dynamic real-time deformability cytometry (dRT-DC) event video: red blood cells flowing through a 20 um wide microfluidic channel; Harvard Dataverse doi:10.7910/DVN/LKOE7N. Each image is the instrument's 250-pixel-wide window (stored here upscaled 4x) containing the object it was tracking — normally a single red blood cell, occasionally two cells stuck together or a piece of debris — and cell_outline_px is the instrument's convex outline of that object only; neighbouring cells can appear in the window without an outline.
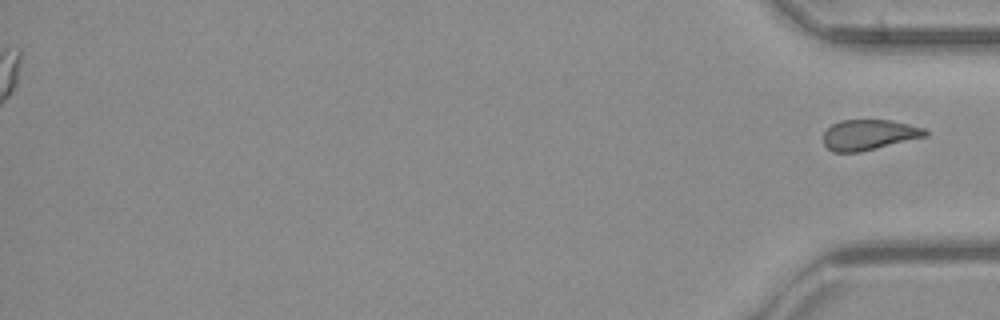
{"species": "common noctule bat (a hibernating species)", "species_latin": "Nyctalus noctula", "temperature_condition": "cold", "stored_images_in_passage": 41, "segment_of_instrument_passage": [2, 2], "camera_frame_rate_fps": 3000, "um_per_image_px": 0.085, "animal": {"sex": "female", "body_mass_g": 21.9}, "frame": {"image": 1, "passage_image": 41, "time_ms": 13.333, "image_size_px": [1000, 320], "cell_outline_px": [[928, 136], [860, 152], [832, 152], [824, 144], [824, 132], [832, 124], [840, 120], [892, 120], [924, 128], [928, 132]], "centroid_in_image_um": [73.87, 11.45], "position_along_channel_um": 361.3, "area_um2": 18.09}}